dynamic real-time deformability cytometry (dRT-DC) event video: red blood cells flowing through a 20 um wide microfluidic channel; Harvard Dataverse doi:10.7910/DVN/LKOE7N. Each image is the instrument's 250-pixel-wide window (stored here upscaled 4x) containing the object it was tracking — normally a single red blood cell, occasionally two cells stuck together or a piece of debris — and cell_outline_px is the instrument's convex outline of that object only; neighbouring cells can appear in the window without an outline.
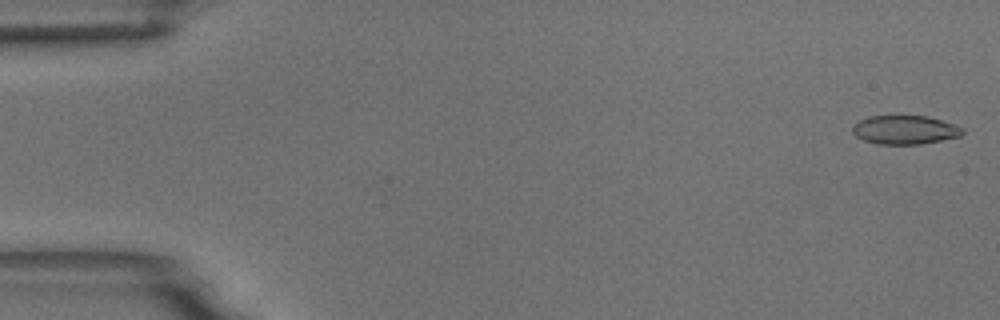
{"species": "common noctule bat (a hibernating species)", "species_latin": "Nyctalus noctula", "temperature_condition": "room temperature", "stored_images_in_passage": 5, "camera_frame_rate_fps": 3000, "um_per_image_px": 0.085, "animal": {"sex": "male", "body_mass_g": 18.8}, "frame": {"image": 1, "passage_image": 1, "time_ms": 0.0, "image_size_px": [1000, 320], "cell_outline_px": [[964, 132], [960, 136], [920, 144], [876, 144], [864, 140], [856, 136], [852, 132], [852, 124], [868, 116], [928, 116], [956, 124], [964, 128]], "centroid_in_image_um": [76.91, 11.03], "position_along_channel_um": 8.1, "area_um2": 18.55}}